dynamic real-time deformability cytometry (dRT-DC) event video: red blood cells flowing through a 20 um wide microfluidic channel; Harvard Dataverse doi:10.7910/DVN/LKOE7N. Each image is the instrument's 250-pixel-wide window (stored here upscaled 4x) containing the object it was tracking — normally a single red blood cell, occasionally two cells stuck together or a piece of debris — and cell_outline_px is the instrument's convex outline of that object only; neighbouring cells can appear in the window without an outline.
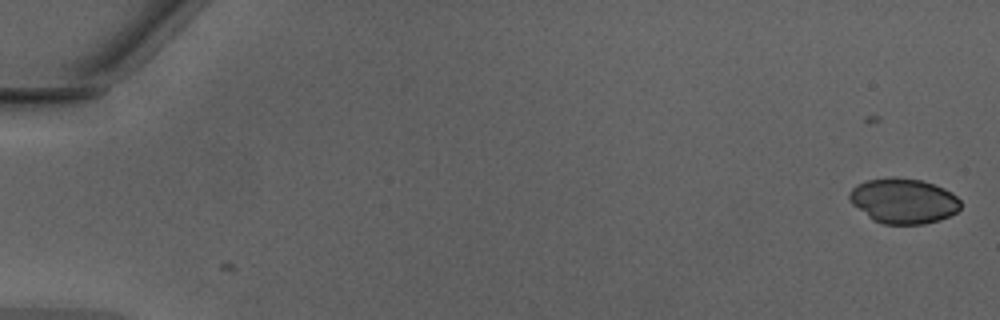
{"species": "Egyptian fruit bat (a non-hibernating species)", "species_latin": "Rousettus aegyptiacus", "temperature_condition": "warm", "stored_images_in_passage": 16, "camera_frame_rate_fps": 3000, "um_per_image_px": 0.085, "animal": {"sex": "male"}, "frame": {"image": 1, "passage_image": 1, "time_ms": 0.0, "image_size_px": [1000, 320], "cell_outline_px": [[960, 208], [956, 212], [940, 220], [924, 224], [884, 224], [872, 220], [852, 204], [848, 200], [848, 192], [856, 184], [868, 180], [892, 176], [920, 180], [944, 188], [952, 192], [960, 200]], "centroid_in_image_um": [76.76, 17.07], "position_along_channel_um": 8.2, "area_um2": 29.42}}
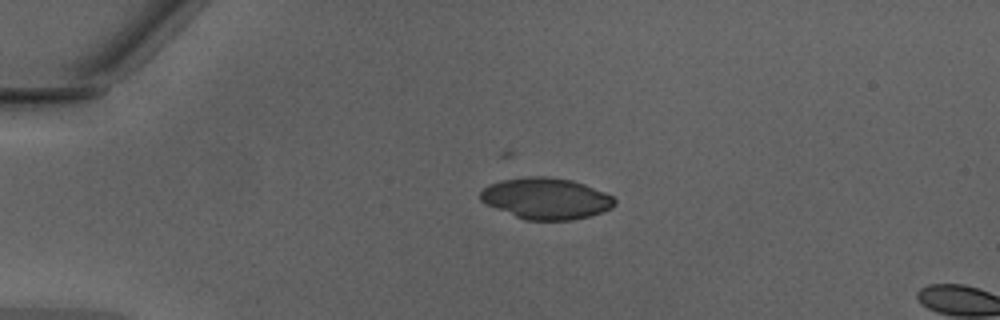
{"frame": {"image": 2, "passage_image": 12, "time_ms": 3.667, "image_size_px": [1000, 320], "cell_outline_px": [[616, 204], [612, 208], [588, 216], [572, 220], [524, 220], [496, 208], [480, 200], [480, 192], [488, 184], [500, 180], [528, 176], [548, 176], [572, 180], [584, 184], [604, 192], [612, 196], [616, 200]], "centroid_in_image_um": [46.41, 16.86], "position_along_channel_um": 38.6, "area_um2": 32.25}}